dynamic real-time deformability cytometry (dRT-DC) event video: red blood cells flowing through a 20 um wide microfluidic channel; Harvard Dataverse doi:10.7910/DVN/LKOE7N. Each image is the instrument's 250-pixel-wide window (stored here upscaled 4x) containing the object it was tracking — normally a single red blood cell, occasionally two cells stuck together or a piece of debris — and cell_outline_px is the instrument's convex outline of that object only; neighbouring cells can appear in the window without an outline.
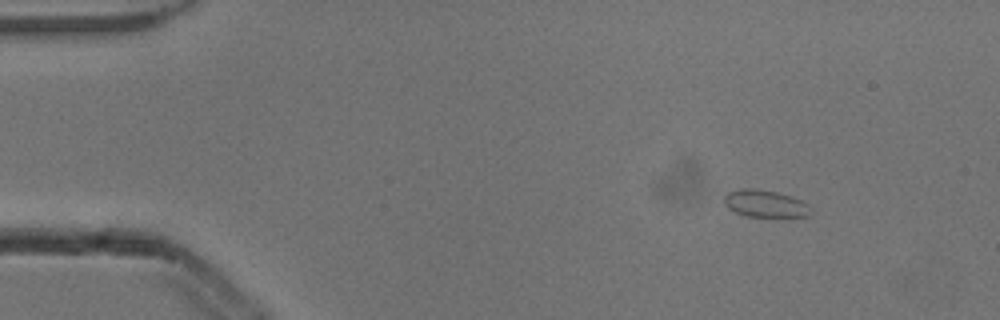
{"species": "common noctule bat (a hibernating species)", "species_latin": "Nyctalus noctula", "temperature_condition": "cold", "stored_images_in_passage": 48, "camera_frame_rate_fps": 3000, "um_per_image_px": 0.085, "animal": {"sex": "male", "body_mass_g": 13.3}, "frame": {"image": 1, "passage_image": 1, "time_ms": 0.0, "image_size_px": [1000, 320], "cell_outline_px": [[808, 216], [748, 216], [736, 212], [728, 208], [724, 204], [724, 196], [728, 192], [740, 188], [752, 188], [776, 192], [792, 196], [808, 204]], "centroid_in_image_um": [64.98, 17.29], "position_along_channel_um": 20.0, "area_um2": 13.41}}
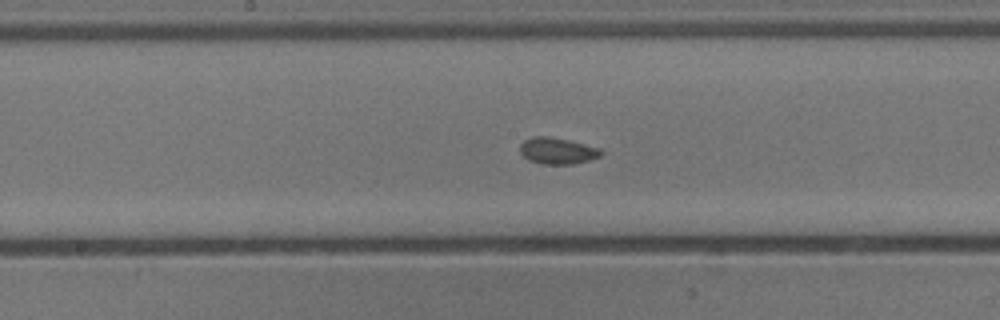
{"frame": {"image": 2, "passage_image": 22, "time_ms": 7.0, "image_size_px": [1000, 320], "cell_outline_px": [[604, 152], [600, 156], [588, 160], [572, 164], [540, 164], [528, 160], [520, 152], [520, 144], [524, 140], [532, 136], [548, 136], [568, 140], [600, 148]], "centroid_in_image_um": [47.36, 12.82], "position_along_channel_um": 200.8, "area_um2": 12.48}}
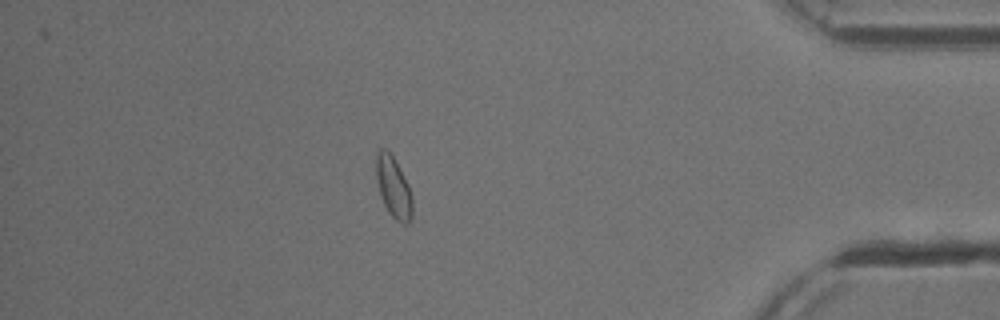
{"frame": {"image": 3, "passage_image": 41, "time_ms": 13.333, "image_size_px": [1000, 320], "cell_outline_px": [[412, 216], [408, 224], [404, 224], [396, 220], [388, 212], [380, 196], [376, 180], [376, 152], [380, 148], [384, 148], [392, 156], [408, 184], [412, 196]], "centroid_in_image_um": [33.43, 15.94], "position_along_channel_um": 401.8, "area_um2": 12.83}}